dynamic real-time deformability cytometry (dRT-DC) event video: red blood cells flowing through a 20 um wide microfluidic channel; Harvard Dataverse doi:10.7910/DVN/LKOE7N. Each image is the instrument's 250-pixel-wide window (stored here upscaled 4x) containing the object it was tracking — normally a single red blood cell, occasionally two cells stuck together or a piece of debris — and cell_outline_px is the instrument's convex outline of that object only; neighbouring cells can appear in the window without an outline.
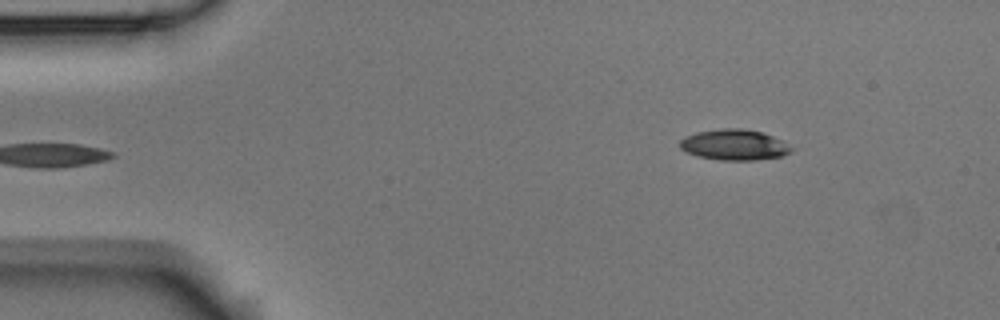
{"species": "Egyptian fruit bat (a non-hibernating species)", "species_latin": "Rousettus aegyptiacus", "temperature_condition": "room temperature", "stored_images_in_passage": 5, "camera_frame_rate_fps": 3000, "um_per_image_px": 0.085, "animal": {"sex": "male"}, "frame": {"image": 1, "passage_image": 5, "time_ms": 1.333, "image_size_px": [1000, 320], "cell_outline_px": [[796, 148], [792, 152], [780, 156], [756, 160], [720, 160], [696, 156], [680, 148], [680, 140], [684, 136], [696, 132], [724, 128], [740, 128], [760, 132], [784, 140]], "centroid_in_image_um": [62.45, 12.31], "position_along_channel_um": 22.6, "area_um2": 20.11}}